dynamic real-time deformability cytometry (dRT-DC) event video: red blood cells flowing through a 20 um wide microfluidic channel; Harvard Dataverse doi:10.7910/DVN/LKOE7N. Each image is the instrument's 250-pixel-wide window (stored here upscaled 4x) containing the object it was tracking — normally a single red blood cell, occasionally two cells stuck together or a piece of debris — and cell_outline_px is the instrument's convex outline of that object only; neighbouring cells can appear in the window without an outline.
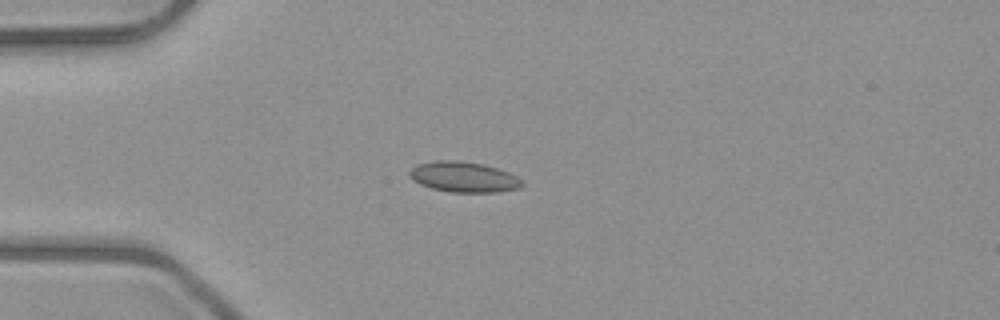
{"species": "common noctule bat (a hibernating species)", "species_latin": "Nyctalus noctula", "temperature_condition": "room temperature", "stored_images_in_passage": 4, "camera_frame_rate_fps": 3000, "um_per_image_px": 0.085, "animal": {"sex": "male", "body_mass_g": 23.1, "forearm_length_mm": 52.7}, "frame": {"image": 1, "passage_image": 2, "time_ms": 1.0, "image_size_px": [1000, 320], "cell_outline_px": [[524, 184], [520, 188], [500, 192], [448, 192], [432, 188], [420, 184], [412, 180], [408, 176], [408, 172], [416, 164], [436, 160], [456, 160], [484, 164], [508, 172], [524, 180]], "centroid_in_image_um": [39.41, 15.04], "position_along_channel_um": 45.6, "area_um2": 20.23}}
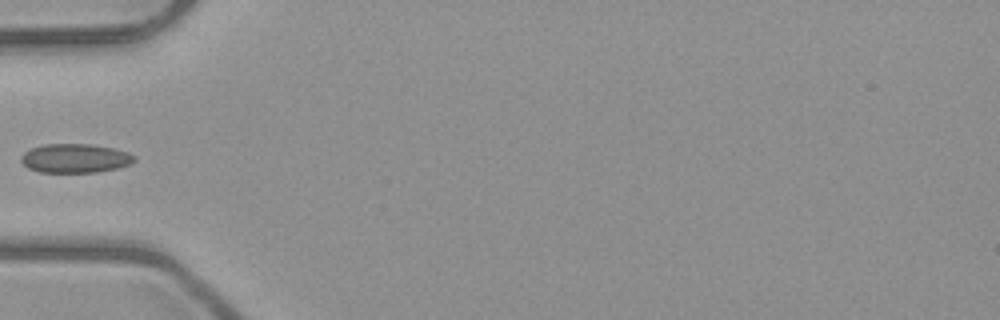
{"frame": {"image": 2, "passage_image": 3, "time_ms": 2.333, "image_size_px": [1000, 320], "cell_outline_px": [[136, 160], [132, 164], [116, 168], [96, 172], [40, 172], [28, 168], [20, 160], [20, 156], [24, 152], [32, 148], [44, 144], [92, 144], [112, 148], [128, 152], [136, 156]], "centroid_in_image_um": [6.4, 13.45], "position_along_channel_um": 78.6, "area_um2": 19.19}}
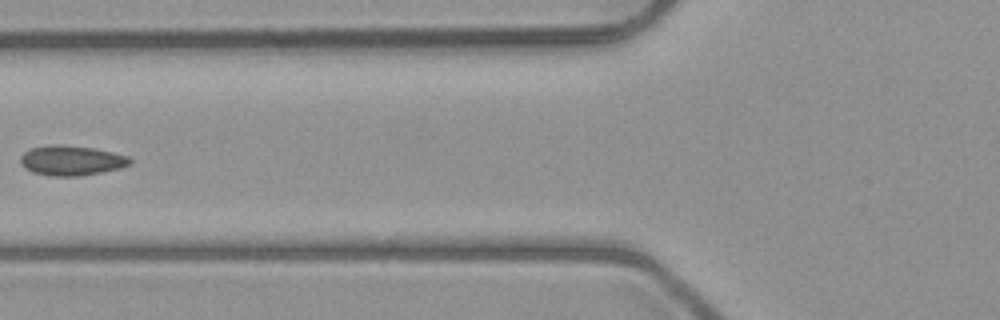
{"frame": {"image": 3, "passage_image": 4, "time_ms": 3.333, "image_size_px": [1000, 320], "cell_outline_px": [[132, 164], [120, 168], [80, 176], [48, 176], [32, 172], [24, 168], [20, 164], [20, 156], [24, 152], [32, 148], [48, 144], [56, 144], [96, 148], [128, 156], [132, 160]], "centroid_in_image_um": [6.05, 13.64], "position_along_channel_um": 119.8, "area_um2": 19.31}}